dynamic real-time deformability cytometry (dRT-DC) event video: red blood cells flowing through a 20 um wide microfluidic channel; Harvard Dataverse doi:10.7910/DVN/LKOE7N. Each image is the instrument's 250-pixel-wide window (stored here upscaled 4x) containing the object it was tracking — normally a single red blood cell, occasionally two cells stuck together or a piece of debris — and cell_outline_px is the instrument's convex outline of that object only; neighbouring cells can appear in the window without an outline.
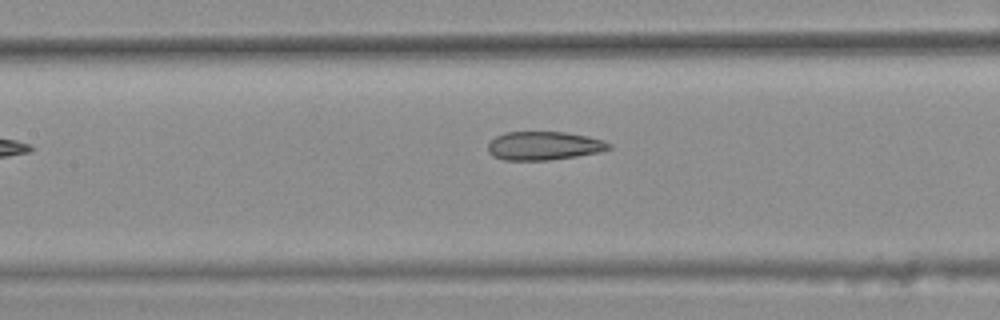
{"species": "common noctule bat (a hibernating species)", "species_latin": "Nyctalus noctula", "temperature_condition": "warm", "stored_images_in_passage": 7, "camera_frame_rate_fps": 3000, "um_per_image_px": 0.085, "animal": {"sex": "female", "body_mass_g": 25.1}, "frame": {"image": 1, "passage_image": 7, "time_ms": 2.0, "image_size_px": [1000, 320], "cell_outline_px": [[612, 148], [600, 152], [576, 156], [548, 160], [504, 160], [492, 156], [488, 152], [488, 144], [496, 136], [504, 132], [564, 132], [588, 136], [604, 140], [612, 144]], "centroid_in_image_um": [46.24, 12.39], "position_along_channel_um": 161.2, "area_um2": 20.23}}